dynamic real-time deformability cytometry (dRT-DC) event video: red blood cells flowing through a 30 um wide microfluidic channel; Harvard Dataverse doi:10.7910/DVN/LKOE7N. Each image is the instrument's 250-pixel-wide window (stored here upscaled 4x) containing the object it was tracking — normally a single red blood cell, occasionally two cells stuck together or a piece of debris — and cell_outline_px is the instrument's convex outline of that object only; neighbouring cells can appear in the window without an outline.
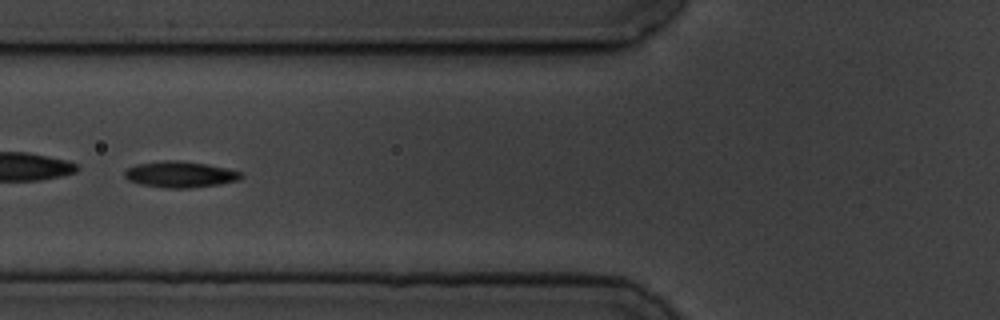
{"species": "common noctule bat (a hibernating species)", "species_latin": "Nyctalus noctula", "temperature_condition": "cold", "stored_images_in_passage": 12, "camera_frame_rate_fps": 3000, "um_per_image_px": 0.085, "animal": {"sex": "male", "body_mass_g": 19.5, "forearm_length_mm": 54.6}, "frame": {"image": 1, "passage_image": 3, "time_ms": 2.333, "image_size_px": [1000, 320], "cell_outline_px": [[244, 176], [240, 180], [220, 184], [188, 188], [164, 188], [140, 184], [128, 180], [124, 176], [124, 172], [128, 168], [136, 164], [164, 160], [180, 160], [208, 164], [228, 168], [244, 172]], "centroid_in_image_um": [15.36, 14.82], "position_along_channel_um": 110.4, "area_um2": 18.03}}
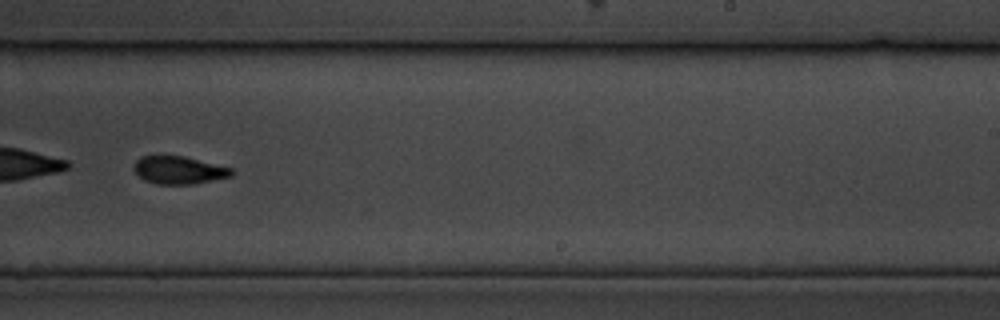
{"frame": {"image": 2, "passage_image": 7, "time_ms": 7.0, "image_size_px": [1000, 320], "cell_outline_px": [[236, 172], [232, 176], [192, 184], [156, 184], [144, 180], [132, 168], [132, 164], [140, 156], [184, 156], [232, 168]], "centroid_in_image_um": [15.2, 14.46], "position_along_channel_um": 273.8, "area_um2": 15.84}, "authors_computed_cell_mechanics": {"area_um2": 17.6868, "velocity_mm_per_s": 3.5129, "shape_relaxation_time_tau1_ms": 2.8362, "shape_relaxation_time_tau2_ms": 2.6028, "deformation_change_tau1": 0.1015, "deformation_change_tau2": 0.0752}}